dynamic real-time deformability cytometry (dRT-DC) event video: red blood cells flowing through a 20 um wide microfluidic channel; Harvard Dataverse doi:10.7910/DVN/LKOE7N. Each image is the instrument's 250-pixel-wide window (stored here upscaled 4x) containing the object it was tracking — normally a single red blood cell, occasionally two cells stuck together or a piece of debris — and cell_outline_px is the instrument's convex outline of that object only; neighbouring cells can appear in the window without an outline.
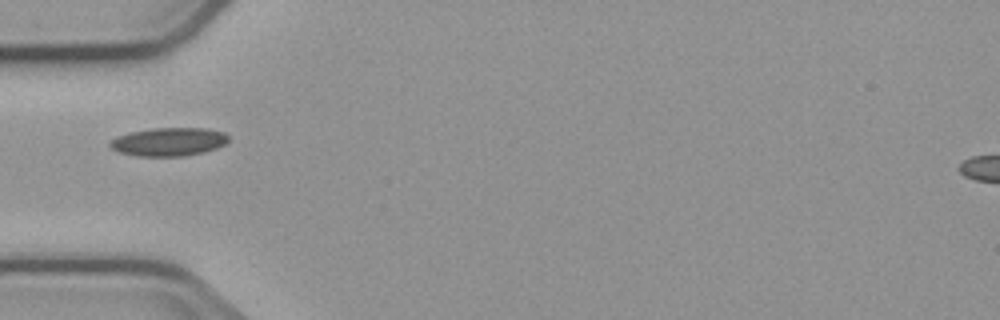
{"species": "common noctule bat (a hibernating species)", "species_latin": "Nyctalus noctula", "temperature_condition": "cold", "stored_images_in_passage": 3, "camera_frame_rate_fps": 3000, "um_per_image_px": 0.085, "animal": {"sex": "male", "body_mass_g": 23.1, "forearm_length_mm": 52.7}, "frame": {"image": 1, "passage_image": 1, "time_ms": 0.0, "image_size_px": [1000, 320], "cell_outline_px": [[228, 140], [224, 144], [216, 148], [204, 152], [184, 156], [136, 156], [120, 152], [112, 148], [108, 144], [116, 136], [132, 132], [152, 128], [208, 128], [224, 132], [228, 136]], "centroid_in_image_um": [14.36, 12.05], "position_along_channel_um": 70.6, "area_um2": 19.54}}
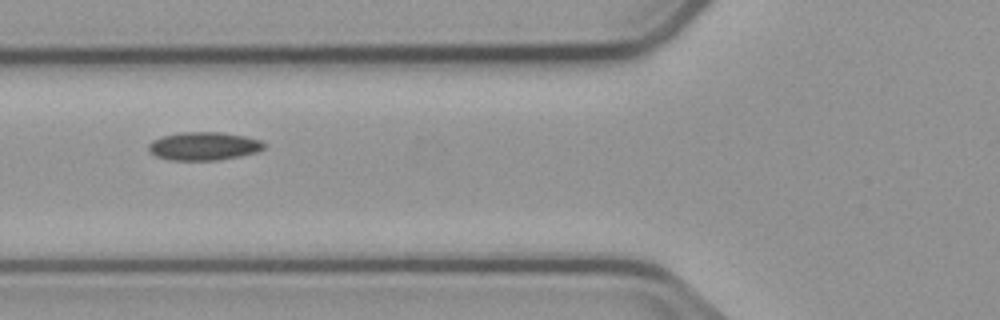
{"frame": {"image": 2, "passage_image": 2, "time_ms": 1.0, "image_size_px": [1000, 320], "cell_outline_px": [[264, 148], [256, 152], [240, 156], [216, 160], [172, 160], [156, 156], [148, 148], [148, 144], [152, 140], [160, 136], [180, 132], [220, 132], [244, 136], [260, 140], [264, 144]], "centroid_in_image_um": [17.29, 12.41], "position_along_channel_um": 108.5, "area_um2": 18.9}}
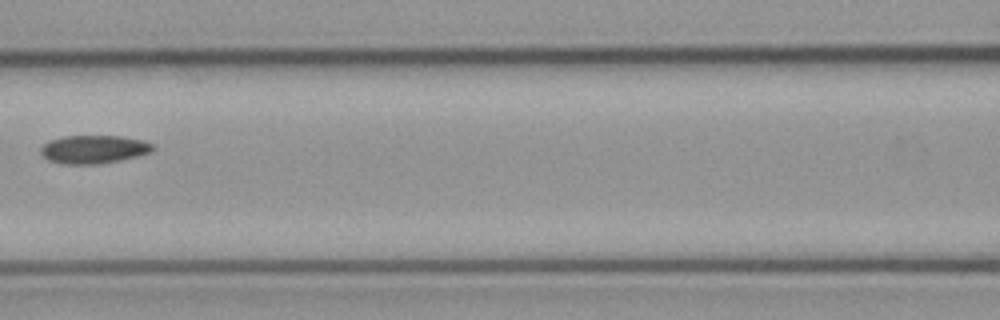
{"frame": {"image": 3, "passage_image": 3, "time_ms": 2.333, "image_size_px": [1000, 320], "cell_outline_px": [[152, 152], [136, 156], [96, 164], [60, 164], [48, 160], [40, 152], [40, 148], [48, 140], [64, 136], [120, 136], [144, 140], [152, 144]], "centroid_in_image_um": [7.92, 12.68], "position_along_channel_um": 158.7, "area_um2": 18.32}}